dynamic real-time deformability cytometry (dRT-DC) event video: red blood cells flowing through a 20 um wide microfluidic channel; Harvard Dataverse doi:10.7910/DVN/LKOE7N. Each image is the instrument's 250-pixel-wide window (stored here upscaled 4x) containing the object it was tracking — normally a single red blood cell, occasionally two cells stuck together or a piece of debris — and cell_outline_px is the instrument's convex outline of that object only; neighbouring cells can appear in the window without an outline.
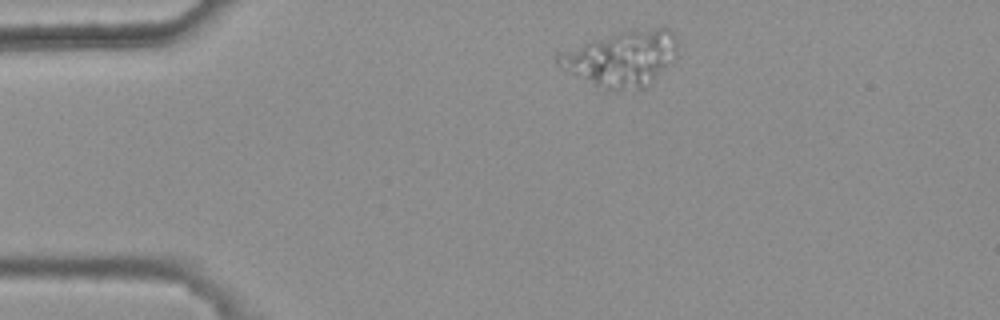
{"species": "common noctule bat (a hibernating species)", "species_latin": "Nyctalus noctula", "temperature_condition": "warm", "stored_images_in_passage": 3, "camera_frame_rate_fps": 3000, "um_per_image_px": 0.085, "animal": {"sex": "female", "body_mass_g": 25.1}, "frame": {"image": 1, "passage_image": 1, "time_ms": 0.0, "image_size_px": [1000, 320], "cell_outline_px": [[676, 56], [652, 84], [648, 88], [608, 88], [596, 84], [560, 68], [556, 64], [552, 56], [556, 52], [588, 40], [620, 32], [656, 28], [668, 28], [676, 36]], "centroid_in_image_um": [52.79, 4.94], "position_along_channel_um": 32.2, "area_um2": 38.32}}
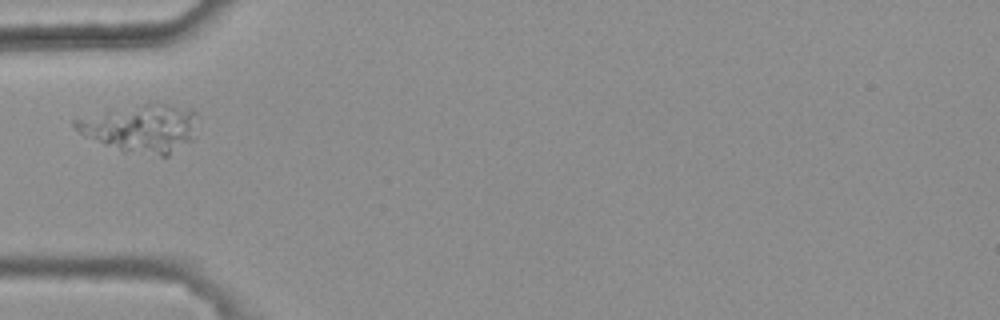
{"frame": {"image": 2, "passage_image": 3, "time_ms": 0.667, "image_size_px": [1000, 320], "cell_outline_px": [[196, 136], [192, 140], [168, 156], [160, 156], [124, 152], [84, 136], [72, 124], [72, 120], [156, 100], [192, 108], [196, 112]], "centroid_in_image_um": [12.09, 10.88], "position_along_channel_um": 72.9, "area_um2": 34.62}}